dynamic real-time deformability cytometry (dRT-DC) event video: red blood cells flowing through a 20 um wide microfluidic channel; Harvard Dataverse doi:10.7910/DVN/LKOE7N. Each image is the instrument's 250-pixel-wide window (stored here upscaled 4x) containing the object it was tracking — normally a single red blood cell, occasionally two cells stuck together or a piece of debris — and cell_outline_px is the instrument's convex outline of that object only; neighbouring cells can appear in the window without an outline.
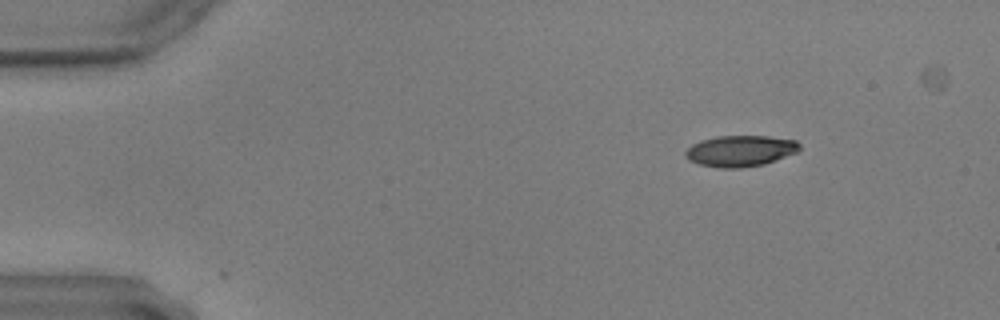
{"species": "common noctule bat (a hibernating species)", "species_latin": "Nyctalus noctula", "temperature_condition": "warm", "stored_images_in_passage": 4, "camera_frame_rate_fps": 3000, "um_per_image_px": 0.085, "animal": {"sex": "male", "body_mass_g": 17.9, "forearm_length_mm": 54.2}, "frame": {"image": 1, "passage_image": 3, "time_ms": 0.667, "image_size_px": [1000, 320], "cell_outline_px": [[800, 148], [796, 152], [764, 164], [740, 168], [720, 168], [700, 164], [688, 160], [684, 156], [684, 152], [692, 144], [700, 140], [716, 136], [768, 136], [796, 140], [800, 144]], "centroid_in_image_um": [62.89, 12.82], "position_along_channel_um": 22.1, "area_um2": 20.69}}